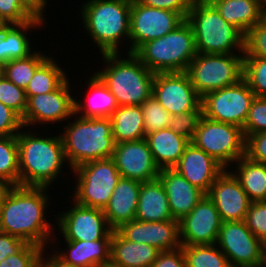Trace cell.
Instances as JSON below:
<instances>
[{"instance_id": "6da1fadb", "label": "cell", "mask_w": 266, "mask_h": 267, "mask_svg": "<svg viewBox=\"0 0 266 267\" xmlns=\"http://www.w3.org/2000/svg\"><path fill=\"white\" fill-rule=\"evenodd\" d=\"M48 189L12 186L0 207V231L19 237L26 243L49 248L47 244H52L58 238H55L57 234L53 230L56 227L52 226L45 213L52 201Z\"/></svg>"}, {"instance_id": "7a4b0ae2", "label": "cell", "mask_w": 266, "mask_h": 267, "mask_svg": "<svg viewBox=\"0 0 266 267\" xmlns=\"http://www.w3.org/2000/svg\"><path fill=\"white\" fill-rule=\"evenodd\" d=\"M36 131L23 127L17 134L19 185L50 188L69 165L60 133L45 136Z\"/></svg>"}, {"instance_id": "3957f363", "label": "cell", "mask_w": 266, "mask_h": 267, "mask_svg": "<svg viewBox=\"0 0 266 267\" xmlns=\"http://www.w3.org/2000/svg\"><path fill=\"white\" fill-rule=\"evenodd\" d=\"M81 4L83 29L99 53H121L130 37L131 0H87Z\"/></svg>"}, {"instance_id": "277c9868", "label": "cell", "mask_w": 266, "mask_h": 267, "mask_svg": "<svg viewBox=\"0 0 266 267\" xmlns=\"http://www.w3.org/2000/svg\"><path fill=\"white\" fill-rule=\"evenodd\" d=\"M123 54H101L106 67L94 73L115 96L119 106L141 105L152 95L156 73L151 72L133 53H125L127 58H121Z\"/></svg>"}, {"instance_id": "5b68a950", "label": "cell", "mask_w": 266, "mask_h": 267, "mask_svg": "<svg viewBox=\"0 0 266 267\" xmlns=\"http://www.w3.org/2000/svg\"><path fill=\"white\" fill-rule=\"evenodd\" d=\"M73 122L60 132L70 171L81 164L112 158L115 142L110 118H82L74 114Z\"/></svg>"}, {"instance_id": "8992f818", "label": "cell", "mask_w": 266, "mask_h": 267, "mask_svg": "<svg viewBox=\"0 0 266 267\" xmlns=\"http://www.w3.org/2000/svg\"><path fill=\"white\" fill-rule=\"evenodd\" d=\"M133 54L151 72H185L197 55L191 24L185 19L165 36L142 44Z\"/></svg>"}, {"instance_id": "52a82bcc", "label": "cell", "mask_w": 266, "mask_h": 267, "mask_svg": "<svg viewBox=\"0 0 266 267\" xmlns=\"http://www.w3.org/2000/svg\"><path fill=\"white\" fill-rule=\"evenodd\" d=\"M194 32L197 53L244 54L245 35L210 4L190 7L186 19Z\"/></svg>"}, {"instance_id": "ba28073f", "label": "cell", "mask_w": 266, "mask_h": 267, "mask_svg": "<svg viewBox=\"0 0 266 267\" xmlns=\"http://www.w3.org/2000/svg\"><path fill=\"white\" fill-rule=\"evenodd\" d=\"M244 54L197 53L185 73L196 92L205 94L237 84L243 79Z\"/></svg>"}, {"instance_id": "9c48e42d", "label": "cell", "mask_w": 266, "mask_h": 267, "mask_svg": "<svg viewBox=\"0 0 266 267\" xmlns=\"http://www.w3.org/2000/svg\"><path fill=\"white\" fill-rule=\"evenodd\" d=\"M76 186L71 199L86 207L104 209L121 175L112 158L79 165L71 171Z\"/></svg>"}, {"instance_id": "30bf717a", "label": "cell", "mask_w": 266, "mask_h": 267, "mask_svg": "<svg viewBox=\"0 0 266 267\" xmlns=\"http://www.w3.org/2000/svg\"><path fill=\"white\" fill-rule=\"evenodd\" d=\"M190 142L209 154L225 169L231 168L238 159L245 156L246 138L241 127L204 116Z\"/></svg>"}, {"instance_id": "8fae6325", "label": "cell", "mask_w": 266, "mask_h": 267, "mask_svg": "<svg viewBox=\"0 0 266 267\" xmlns=\"http://www.w3.org/2000/svg\"><path fill=\"white\" fill-rule=\"evenodd\" d=\"M254 98L248 83L241 79L235 85L205 94L201 103L203 116L243 128Z\"/></svg>"}, {"instance_id": "7c38bea8", "label": "cell", "mask_w": 266, "mask_h": 267, "mask_svg": "<svg viewBox=\"0 0 266 267\" xmlns=\"http://www.w3.org/2000/svg\"><path fill=\"white\" fill-rule=\"evenodd\" d=\"M184 19L176 12L153 8L131 0L130 37L126 53H134L142 44L165 36Z\"/></svg>"}, {"instance_id": "4fadbf2b", "label": "cell", "mask_w": 266, "mask_h": 267, "mask_svg": "<svg viewBox=\"0 0 266 267\" xmlns=\"http://www.w3.org/2000/svg\"><path fill=\"white\" fill-rule=\"evenodd\" d=\"M70 205L73 207L57 214L55 221L64 240L96 241L112 237L113 230L103 209L82 206L74 200Z\"/></svg>"}, {"instance_id": "5bb4252c", "label": "cell", "mask_w": 266, "mask_h": 267, "mask_svg": "<svg viewBox=\"0 0 266 267\" xmlns=\"http://www.w3.org/2000/svg\"><path fill=\"white\" fill-rule=\"evenodd\" d=\"M70 79L68 78L57 90L35 96H27V108L21 118L24 127H38L43 125V129L48 125L72 122L74 115V98L71 95ZM45 124V126H44ZM34 126V127H33Z\"/></svg>"}, {"instance_id": "9a60e30c", "label": "cell", "mask_w": 266, "mask_h": 267, "mask_svg": "<svg viewBox=\"0 0 266 267\" xmlns=\"http://www.w3.org/2000/svg\"><path fill=\"white\" fill-rule=\"evenodd\" d=\"M216 244L231 267H250L263 259L265 245L247 228L244 220L222 222Z\"/></svg>"}, {"instance_id": "2e32d148", "label": "cell", "mask_w": 266, "mask_h": 267, "mask_svg": "<svg viewBox=\"0 0 266 267\" xmlns=\"http://www.w3.org/2000/svg\"><path fill=\"white\" fill-rule=\"evenodd\" d=\"M152 95L170 115L198 110L202 103L185 72L156 73Z\"/></svg>"}, {"instance_id": "e0dca14e", "label": "cell", "mask_w": 266, "mask_h": 267, "mask_svg": "<svg viewBox=\"0 0 266 267\" xmlns=\"http://www.w3.org/2000/svg\"><path fill=\"white\" fill-rule=\"evenodd\" d=\"M222 222L215 204L205 195L193 210L179 221L181 245L217 243Z\"/></svg>"}, {"instance_id": "ac0fdd59", "label": "cell", "mask_w": 266, "mask_h": 267, "mask_svg": "<svg viewBox=\"0 0 266 267\" xmlns=\"http://www.w3.org/2000/svg\"><path fill=\"white\" fill-rule=\"evenodd\" d=\"M112 159L121 177L142 183L159 176L160 169L154 162L145 138L115 144Z\"/></svg>"}, {"instance_id": "d6986e66", "label": "cell", "mask_w": 266, "mask_h": 267, "mask_svg": "<svg viewBox=\"0 0 266 267\" xmlns=\"http://www.w3.org/2000/svg\"><path fill=\"white\" fill-rule=\"evenodd\" d=\"M206 195L215 204L223 222L245 220L252 202L228 169L216 178Z\"/></svg>"}, {"instance_id": "ffe728a7", "label": "cell", "mask_w": 266, "mask_h": 267, "mask_svg": "<svg viewBox=\"0 0 266 267\" xmlns=\"http://www.w3.org/2000/svg\"><path fill=\"white\" fill-rule=\"evenodd\" d=\"M124 239L155 246L160 251L181 247L179 221L144 222L132 220L116 230Z\"/></svg>"}, {"instance_id": "44dd1931", "label": "cell", "mask_w": 266, "mask_h": 267, "mask_svg": "<svg viewBox=\"0 0 266 267\" xmlns=\"http://www.w3.org/2000/svg\"><path fill=\"white\" fill-rule=\"evenodd\" d=\"M173 169L205 194L208 193L216 178L225 170L214 158L192 142L187 145Z\"/></svg>"}, {"instance_id": "7402d4cb", "label": "cell", "mask_w": 266, "mask_h": 267, "mask_svg": "<svg viewBox=\"0 0 266 267\" xmlns=\"http://www.w3.org/2000/svg\"><path fill=\"white\" fill-rule=\"evenodd\" d=\"M158 178L164 186L172 217L176 221L187 216L206 195L173 168L161 169Z\"/></svg>"}, {"instance_id": "603a6c76", "label": "cell", "mask_w": 266, "mask_h": 267, "mask_svg": "<svg viewBox=\"0 0 266 267\" xmlns=\"http://www.w3.org/2000/svg\"><path fill=\"white\" fill-rule=\"evenodd\" d=\"M141 182L121 177L108 204L103 209L106 220L113 231L123 224L135 220Z\"/></svg>"}, {"instance_id": "cb8c5ba5", "label": "cell", "mask_w": 266, "mask_h": 267, "mask_svg": "<svg viewBox=\"0 0 266 267\" xmlns=\"http://www.w3.org/2000/svg\"><path fill=\"white\" fill-rule=\"evenodd\" d=\"M66 248L52 252L64 263L80 267H109L111 238L96 241L64 240Z\"/></svg>"}, {"instance_id": "d4e9b609", "label": "cell", "mask_w": 266, "mask_h": 267, "mask_svg": "<svg viewBox=\"0 0 266 267\" xmlns=\"http://www.w3.org/2000/svg\"><path fill=\"white\" fill-rule=\"evenodd\" d=\"M46 19L38 16L36 19L22 24H3L0 26V63L4 65L10 60L24 58L34 50L29 33L43 27ZM32 29V30H31ZM31 42V43H30Z\"/></svg>"}, {"instance_id": "484cf974", "label": "cell", "mask_w": 266, "mask_h": 267, "mask_svg": "<svg viewBox=\"0 0 266 267\" xmlns=\"http://www.w3.org/2000/svg\"><path fill=\"white\" fill-rule=\"evenodd\" d=\"M159 253L155 246L126 240L113 231L109 267H151Z\"/></svg>"}, {"instance_id": "4316f807", "label": "cell", "mask_w": 266, "mask_h": 267, "mask_svg": "<svg viewBox=\"0 0 266 267\" xmlns=\"http://www.w3.org/2000/svg\"><path fill=\"white\" fill-rule=\"evenodd\" d=\"M88 78L85 83L89 89V95H85L88 99L81 103L74 98V114L82 118H111L119 107L115 96L95 73Z\"/></svg>"}, {"instance_id": "83f0119b", "label": "cell", "mask_w": 266, "mask_h": 267, "mask_svg": "<svg viewBox=\"0 0 266 267\" xmlns=\"http://www.w3.org/2000/svg\"><path fill=\"white\" fill-rule=\"evenodd\" d=\"M145 139L160 170L174 168L190 143L189 139L175 133L169 127L153 131L147 134Z\"/></svg>"}, {"instance_id": "f1b7e54d", "label": "cell", "mask_w": 266, "mask_h": 267, "mask_svg": "<svg viewBox=\"0 0 266 267\" xmlns=\"http://www.w3.org/2000/svg\"><path fill=\"white\" fill-rule=\"evenodd\" d=\"M136 220L161 222L173 220L168 197L159 178L141 183Z\"/></svg>"}, {"instance_id": "f546056e", "label": "cell", "mask_w": 266, "mask_h": 267, "mask_svg": "<svg viewBox=\"0 0 266 267\" xmlns=\"http://www.w3.org/2000/svg\"><path fill=\"white\" fill-rule=\"evenodd\" d=\"M211 4L244 35L265 18V0H211Z\"/></svg>"}, {"instance_id": "4dcf8cb0", "label": "cell", "mask_w": 266, "mask_h": 267, "mask_svg": "<svg viewBox=\"0 0 266 267\" xmlns=\"http://www.w3.org/2000/svg\"><path fill=\"white\" fill-rule=\"evenodd\" d=\"M231 166L230 172L239 181L252 202L266 198V165L242 156ZM236 171V172H235Z\"/></svg>"}, {"instance_id": "1f68e13d", "label": "cell", "mask_w": 266, "mask_h": 267, "mask_svg": "<svg viewBox=\"0 0 266 267\" xmlns=\"http://www.w3.org/2000/svg\"><path fill=\"white\" fill-rule=\"evenodd\" d=\"M110 119L115 144L138 141L146 137L140 105L119 106Z\"/></svg>"}, {"instance_id": "d6a6232c", "label": "cell", "mask_w": 266, "mask_h": 267, "mask_svg": "<svg viewBox=\"0 0 266 267\" xmlns=\"http://www.w3.org/2000/svg\"><path fill=\"white\" fill-rule=\"evenodd\" d=\"M50 56L36 69L34 76L28 83L26 96H35L57 90L69 77L61 68L56 57Z\"/></svg>"}, {"instance_id": "836d02e7", "label": "cell", "mask_w": 266, "mask_h": 267, "mask_svg": "<svg viewBox=\"0 0 266 267\" xmlns=\"http://www.w3.org/2000/svg\"><path fill=\"white\" fill-rule=\"evenodd\" d=\"M24 58L13 59L2 65V75L16 86L26 89L36 69L50 56L34 49Z\"/></svg>"}, {"instance_id": "e575fe53", "label": "cell", "mask_w": 266, "mask_h": 267, "mask_svg": "<svg viewBox=\"0 0 266 267\" xmlns=\"http://www.w3.org/2000/svg\"><path fill=\"white\" fill-rule=\"evenodd\" d=\"M186 267H231L217 244L181 245Z\"/></svg>"}, {"instance_id": "d590c367", "label": "cell", "mask_w": 266, "mask_h": 267, "mask_svg": "<svg viewBox=\"0 0 266 267\" xmlns=\"http://www.w3.org/2000/svg\"><path fill=\"white\" fill-rule=\"evenodd\" d=\"M0 178L19 185V159L16 136H0Z\"/></svg>"}, {"instance_id": "8d00e7d4", "label": "cell", "mask_w": 266, "mask_h": 267, "mask_svg": "<svg viewBox=\"0 0 266 267\" xmlns=\"http://www.w3.org/2000/svg\"><path fill=\"white\" fill-rule=\"evenodd\" d=\"M243 79L256 97H266V57H244Z\"/></svg>"}, {"instance_id": "74e56055", "label": "cell", "mask_w": 266, "mask_h": 267, "mask_svg": "<svg viewBox=\"0 0 266 267\" xmlns=\"http://www.w3.org/2000/svg\"><path fill=\"white\" fill-rule=\"evenodd\" d=\"M145 134L168 128L172 115L151 95L140 105Z\"/></svg>"}, {"instance_id": "f35d334b", "label": "cell", "mask_w": 266, "mask_h": 267, "mask_svg": "<svg viewBox=\"0 0 266 267\" xmlns=\"http://www.w3.org/2000/svg\"><path fill=\"white\" fill-rule=\"evenodd\" d=\"M0 102L14 110L22 118L27 108L26 92L1 75Z\"/></svg>"}, {"instance_id": "ab89813d", "label": "cell", "mask_w": 266, "mask_h": 267, "mask_svg": "<svg viewBox=\"0 0 266 267\" xmlns=\"http://www.w3.org/2000/svg\"><path fill=\"white\" fill-rule=\"evenodd\" d=\"M37 17L23 0H0V20L4 24H22Z\"/></svg>"}, {"instance_id": "60d3db41", "label": "cell", "mask_w": 266, "mask_h": 267, "mask_svg": "<svg viewBox=\"0 0 266 267\" xmlns=\"http://www.w3.org/2000/svg\"><path fill=\"white\" fill-rule=\"evenodd\" d=\"M244 57H266V18L245 34Z\"/></svg>"}, {"instance_id": "b9f144b4", "label": "cell", "mask_w": 266, "mask_h": 267, "mask_svg": "<svg viewBox=\"0 0 266 267\" xmlns=\"http://www.w3.org/2000/svg\"><path fill=\"white\" fill-rule=\"evenodd\" d=\"M43 251L46 249L27 243L18 253L3 259L0 267H36L42 260Z\"/></svg>"}, {"instance_id": "7bdbcfd3", "label": "cell", "mask_w": 266, "mask_h": 267, "mask_svg": "<svg viewBox=\"0 0 266 267\" xmlns=\"http://www.w3.org/2000/svg\"><path fill=\"white\" fill-rule=\"evenodd\" d=\"M242 129L245 138L266 131V97L255 96Z\"/></svg>"}, {"instance_id": "ee69618b", "label": "cell", "mask_w": 266, "mask_h": 267, "mask_svg": "<svg viewBox=\"0 0 266 267\" xmlns=\"http://www.w3.org/2000/svg\"><path fill=\"white\" fill-rule=\"evenodd\" d=\"M202 117V106L198 110L172 115L169 128L191 141Z\"/></svg>"}, {"instance_id": "f6af8a7d", "label": "cell", "mask_w": 266, "mask_h": 267, "mask_svg": "<svg viewBox=\"0 0 266 267\" xmlns=\"http://www.w3.org/2000/svg\"><path fill=\"white\" fill-rule=\"evenodd\" d=\"M244 221L247 228L266 245V203L251 202Z\"/></svg>"}, {"instance_id": "bcb514c9", "label": "cell", "mask_w": 266, "mask_h": 267, "mask_svg": "<svg viewBox=\"0 0 266 267\" xmlns=\"http://www.w3.org/2000/svg\"><path fill=\"white\" fill-rule=\"evenodd\" d=\"M23 127L21 117L0 102V136H16Z\"/></svg>"}, {"instance_id": "7dc6e473", "label": "cell", "mask_w": 266, "mask_h": 267, "mask_svg": "<svg viewBox=\"0 0 266 267\" xmlns=\"http://www.w3.org/2000/svg\"><path fill=\"white\" fill-rule=\"evenodd\" d=\"M245 156L266 165V131L246 137Z\"/></svg>"}, {"instance_id": "c3c4849f", "label": "cell", "mask_w": 266, "mask_h": 267, "mask_svg": "<svg viewBox=\"0 0 266 267\" xmlns=\"http://www.w3.org/2000/svg\"><path fill=\"white\" fill-rule=\"evenodd\" d=\"M139 3L153 8L171 10L178 13L184 20L187 19L190 7L183 0H137Z\"/></svg>"}, {"instance_id": "681fc988", "label": "cell", "mask_w": 266, "mask_h": 267, "mask_svg": "<svg viewBox=\"0 0 266 267\" xmlns=\"http://www.w3.org/2000/svg\"><path fill=\"white\" fill-rule=\"evenodd\" d=\"M151 267H186L182 248L160 251Z\"/></svg>"}, {"instance_id": "f907efd6", "label": "cell", "mask_w": 266, "mask_h": 267, "mask_svg": "<svg viewBox=\"0 0 266 267\" xmlns=\"http://www.w3.org/2000/svg\"><path fill=\"white\" fill-rule=\"evenodd\" d=\"M26 244L23 239L0 231V262L18 253Z\"/></svg>"}, {"instance_id": "816d5d0a", "label": "cell", "mask_w": 266, "mask_h": 267, "mask_svg": "<svg viewBox=\"0 0 266 267\" xmlns=\"http://www.w3.org/2000/svg\"><path fill=\"white\" fill-rule=\"evenodd\" d=\"M23 1L37 16L45 18L44 16L47 15L45 11L47 9V6H49L47 4H49L48 2L50 0H23Z\"/></svg>"}, {"instance_id": "f5cc1de1", "label": "cell", "mask_w": 266, "mask_h": 267, "mask_svg": "<svg viewBox=\"0 0 266 267\" xmlns=\"http://www.w3.org/2000/svg\"><path fill=\"white\" fill-rule=\"evenodd\" d=\"M42 260L49 266V267H80L75 265H70L67 263L62 262L54 253L49 254L46 256L45 252L43 251Z\"/></svg>"}, {"instance_id": "db71d44e", "label": "cell", "mask_w": 266, "mask_h": 267, "mask_svg": "<svg viewBox=\"0 0 266 267\" xmlns=\"http://www.w3.org/2000/svg\"><path fill=\"white\" fill-rule=\"evenodd\" d=\"M11 187L12 186L8 182L0 178V207L3 203L4 197L7 195Z\"/></svg>"}, {"instance_id": "11a10c76", "label": "cell", "mask_w": 266, "mask_h": 267, "mask_svg": "<svg viewBox=\"0 0 266 267\" xmlns=\"http://www.w3.org/2000/svg\"><path fill=\"white\" fill-rule=\"evenodd\" d=\"M189 7L202 4H210L211 0H183Z\"/></svg>"}, {"instance_id": "9f6ffc18", "label": "cell", "mask_w": 266, "mask_h": 267, "mask_svg": "<svg viewBox=\"0 0 266 267\" xmlns=\"http://www.w3.org/2000/svg\"><path fill=\"white\" fill-rule=\"evenodd\" d=\"M250 267H266V261H265V259L263 258L262 260L255 262V263H254L252 266H250Z\"/></svg>"}, {"instance_id": "6f0895ef", "label": "cell", "mask_w": 266, "mask_h": 267, "mask_svg": "<svg viewBox=\"0 0 266 267\" xmlns=\"http://www.w3.org/2000/svg\"><path fill=\"white\" fill-rule=\"evenodd\" d=\"M36 267H49L43 260Z\"/></svg>"}, {"instance_id": "680465c9", "label": "cell", "mask_w": 266, "mask_h": 267, "mask_svg": "<svg viewBox=\"0 0 266 267\" xmlns=\"http://www.w3.org/2000/svg\"><path fill=\"white\" fill-rule=\"evenodd\" d=\"M263 258H264L265 261H266V245L264 246V255H263Z\"/></svg>"}, {"instance_id": "91938a15", "label": "cell", "mask_w": 266, "mask_h": 267, "mask_svg": "<svg viewBox=\"0 0 266 267\" xmlns=\"http://www.w3.org/2000/svg\"><path fill=\"white\" fill-rule=\"evenodd\" d=\"M2 75V64L0 63V76Z\"/></svg>"}, {"instance_id": "94428289", "label": "cell", "mask_w": 266, "mask_h": 267, "mask_svg": "<svg viewBox=\"0 0 266 267\" xmlns=\"http://www.w3.org/2000/svg\"><path fill=\"white\" fill-rule=\"evenodd\" d=\"M265 18H266V0H265Z\"/></svg>"}]
</instances>
